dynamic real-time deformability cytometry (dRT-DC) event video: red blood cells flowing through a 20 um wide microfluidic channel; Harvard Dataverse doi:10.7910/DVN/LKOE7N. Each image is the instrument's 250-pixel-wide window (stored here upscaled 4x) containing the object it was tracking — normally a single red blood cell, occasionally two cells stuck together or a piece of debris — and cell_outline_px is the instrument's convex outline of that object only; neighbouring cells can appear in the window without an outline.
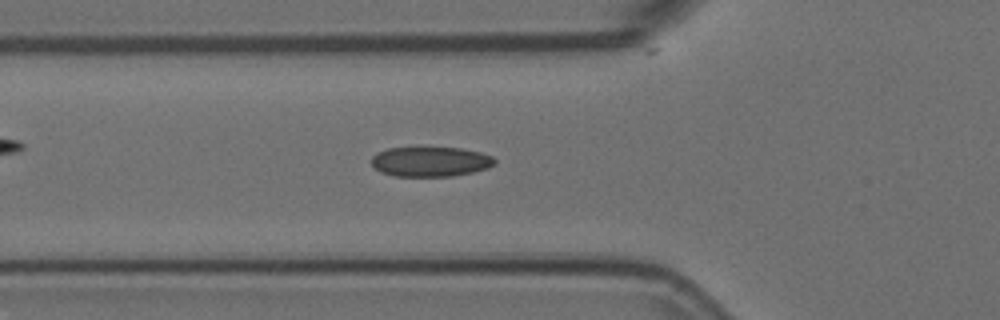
{"species": "Egyptian fruit bat (a non-hibernating species)", "species_latin": "Rousettus aegyptiacus", "temperature_condition": "room temperature", "stored_images_in_passage": 47, "camera_frame_rate_fps": 3000, "um_per_image_px": 0.085, "animal": {"sex": "female"}, "frame": {"image": 1, "passage_image": 18, "time_ms": 5.667, "image_size_px": [1000, 320], "cell_outline_px": [[496, 164], [488, 168], [472, 172], [452, 176], [392, 176], [380, 172], [372, 164], [372, 156], [376, 152], [388, 148], [460, 148], [480, 152], [492, 156], [496, 160]], "centroid_in_image_um": [36.59, 13.74], "position_along_channel_um": 89.2, "area_um2": 21.44}}
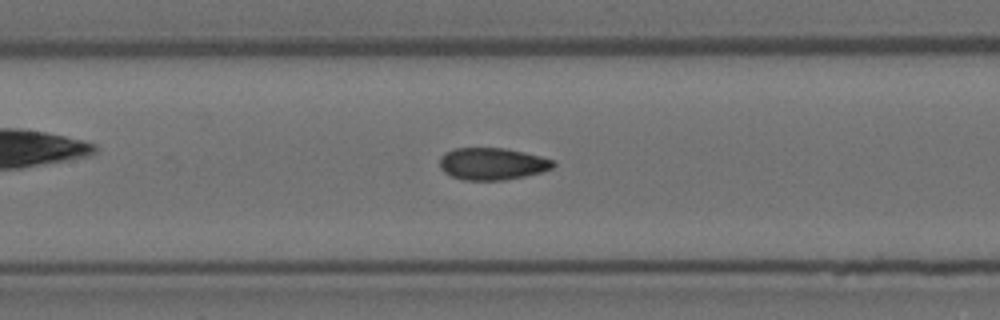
{"frame": {"image": 2, "passage_image": 24, "time_ms": 7.667, "image_size_px": [1000, 320], "cell_outline_px": [[556, 164], [552, 168], [540, 172], [524, 176], [504, 180], [464, 180], [452, 176], [444, 172], [440, 168], [440, 156], [444, 152], [456, 148], [504, 148], [524, 152], [556, 160]], "centroid_in_image_um": [41.84, 13.92], "position_along_channel_um": 165.6, "area_um2": 21.27}}
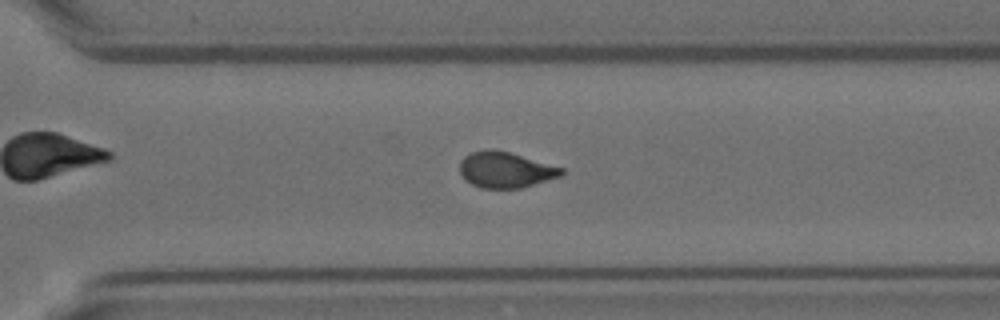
{"frame": {"image": 3, "passage_image": 37, "time_ms": 12.0, "image_size_px": [1000, 320], "cell_outline_px": [[564, 172], [560, 176], [520, 188], [480, 188], [464, 180], [460, 172], [460, 160], [464, 156], [472, 152], [484, 148], [492, 148], [508, 152], [564, 168]], "centroid_in_image_um": [42.91, 14.42], "position_along_channel_um": 327.7, "area_um2": 21.21}, "authors_computed_cell_mechanics": {"area_um2": 21.4438, "velocity_mm_per_s": 3.7625, "shape_relaxation_time_tau1_ms": 8.4935, "shape_relaxation_time_tau2_ms": 1.6324, "deformation_change_tau1": 0.2005, "deformation_change_tau2": 0.069}}